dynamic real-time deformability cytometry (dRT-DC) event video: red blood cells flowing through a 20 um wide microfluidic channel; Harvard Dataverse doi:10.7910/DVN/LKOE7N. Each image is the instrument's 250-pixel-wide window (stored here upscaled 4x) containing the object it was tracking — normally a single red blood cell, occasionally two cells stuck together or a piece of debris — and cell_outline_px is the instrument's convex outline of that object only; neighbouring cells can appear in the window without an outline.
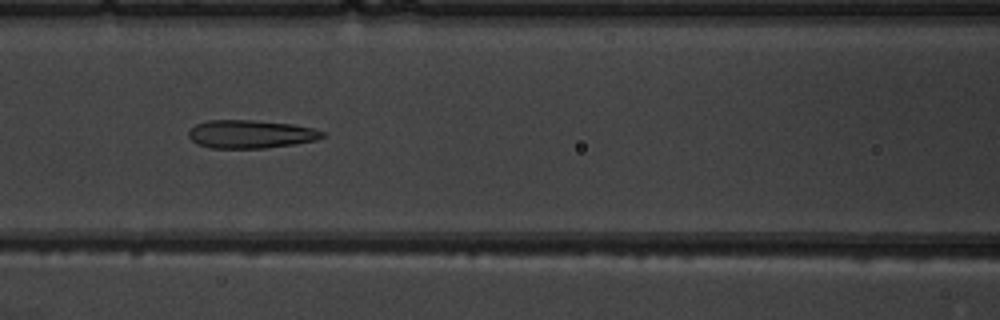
{"species": "common noctule bat (a hibernating species)", "species_latin": "Nyctalus noctula", "temperature_condition": "warm", "stored_images_in_passage": 8, "camera_frame_rate_fps": 3000, "um_per_image_px": 0.085, "animal": {"sex": "male", "body_mass_g": 19.5, "forearm_length_mm": 54.6}, "frame": {"image": 1, "passage_image": 6, "time_ms": 5.667, "image_size_px": [1000, 320], "cell_outline_px": [[328, 136], [316, 140], [296, 144], [264, 148], [212, 148], [200, 144], [192, 140], [188, 136], [188, 132], [196, 124], [208, 120], [252, 120], [292, 124], [312, 128], [324, 132]], "centroid_in_image_um": [21.35, 11.4], "position_along_channel_um": 145.3, "area_um2": 21.96}}
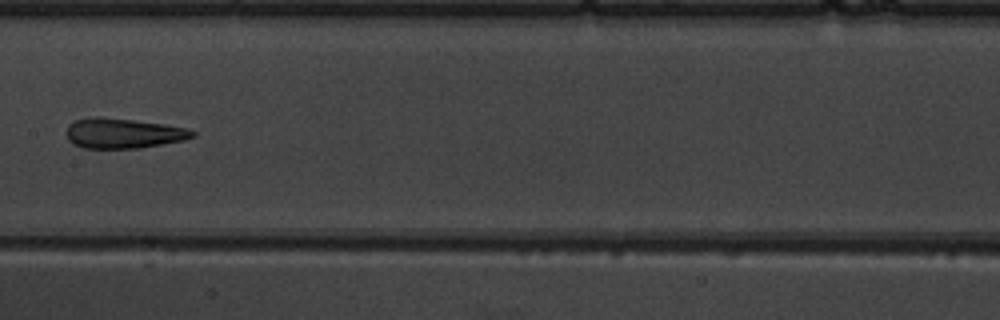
{"frame": {"image": 2, "passage_image": 7, "time_ms": 7.0, "image_size_px": [1000, 320], "cell_outline_px": [[196, 136], [184, 140], [140, 148], [84, 148], [68, 140], [64, 132], [68, 124], [76, 120], [96, 116], [100, 116], [164, 124], [188, 128], [196, 132]], "centroid_in_image_um": [10.47, 11.32], "position_along_channel_um": 196.9, "area_um2": 22.2}}
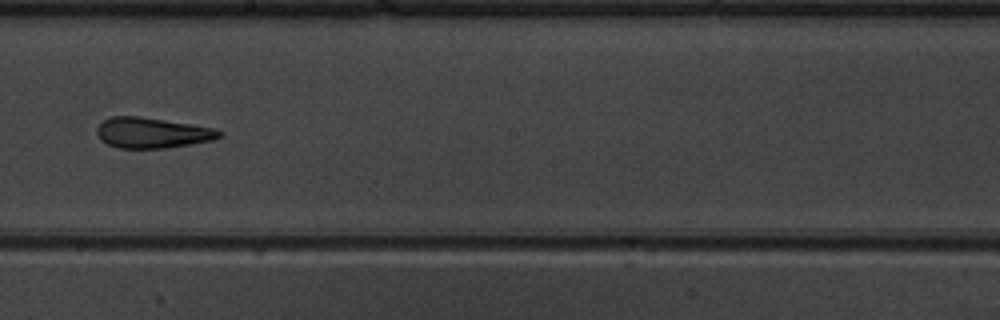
{"frame": {"image": 3, "passage_image": 8, "time_ms": 8.0, "image_size_px": [1000, 320], "cell_outline_px": [[224, 136], [212, 140], [164, 148], [120, 148], [108, 144], [100, 140], [96, 132], [96, 128], [108, 116], [140, 116], [216, 128], [224, 132]], "centroid_in_image_um": [12.94, 11.28], "position_along_channel_um": 235.3, "area_um2": 21.85}}